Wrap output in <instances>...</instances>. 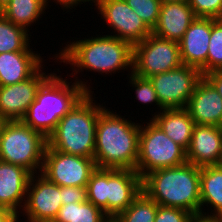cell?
Returning <instances> with one entry per match:
<instances>
[{"label": "cell", "mask_w": 222, "mask_h": 222, "mask_svg": "<svg viewBox=\"0 0 222 222\" xmlns=\"http://www.w3.org/2000/svg\"><path fill=\"white\" fill-rule=\"evenodd\" d=\"M196 17L222 19V0H188Z\"/></svg>", "instance_id": "4dcf8cb0"}, {"label": "cell", "mask_w": 222, "mask_h": 222, "mask_svg": "<svg viewBox=\"0 0 222 222\" xmlns=\"http://www.w3.org/2000/svg\"><path fill=\"white\" fill-rule=\"evenodd\" d=\"M31 175L24 167L0 161V208L23 209Z\"/></svg>", "instance_id": "d6986e66"}, {"label": "cell", "mask_w": 222, "mask_h": 222, "mask_svg": "<svg viewBox=\"0 0 222 222\" xmlns=\"http://www.w3.org/2000/svg\"><path fill=\"white\" fill-rule=\"evenodd\" d=\"M88 92L58 122L47 138V146L62 153L94 158L96 124L103 105L95 104Z\"/></svg>", "instance_id": "5b68a950"}, {"label": "cell", "mask_w": 222, "mask_h": 222, "mask_svg": "<svg viewBox=\"0 0 222 222\" xmlns=\"http://www.w3.org/2000/svg\"><path fill=\"white\" fill-rule=\"evenodd\" d=\"M142 191V178L136 170L106 168L107 215L127 209Z\"/></svg>", "instance_id": "5bb4252c"}, {"label": "cell", "mask_w": 222, "mask_h": 222, "mask_svg": "<svg viewBox=\"0 0 222 222\" xmlns=\"http://www.w3.org/2000/svg\"><path fill=\"white\" fill-rule=\"evenodd\" d=\"M87 200L107 215L106 168H96L86 186Z\"/></svg>", "instance_id": "83f0119b"}, {"label": "cell", "mask_w": 222, "mask_h": 222, "mask_svg": "<svg viewBox=\"0 0 222 222\" xmlns=\"http://www.w3.org/2000/svg\"><path fill=\"white\" fill-rule=\"evenodd\" d=\"M149 121L146 126L141 124L139 135L136 171L141 178L151 171L188 162L186 150L170 139L151 119Z\"/></svg>", "instance_id": "52a82bcc"}, {"label": "cell", "mask_w": 222, "mask_h": 222, "mask_svg": "<svg viewBox=\"0 0 222 222\" xmlns=\"http://www.w3.org/2000/svg\"><path fill=\"white\" fill-rule=\"evenodd\" d=\"M54 1L55 3L60 4L63 9L65 8L68 10L75 8L74 6L77 7L78 4L80 5V0H54ZM48 2H49L48 0H45L46 7L48 5Z\"/></svg>", "instance_id": "d590c367"}, {"label": "cell", "mask_w": 222, "mask_h": 222, "mask_svg": "<svg viewBox=\"0 0 222 222\" xmlns=\"http://www.w3.org/2000/svg\"><path fill=\"white\" fill-rule=\"evenodd\" d=\"M101 222H123L118 215H106Z\"/></svg>", "instance_id": "74e56055"}, {"label": "cell", "mask_w": 222, "mask_h": 222, "mask_svg": "<svg viewBox=\"0 0 222 222\" xmlns=\"http://www.w3.org/2000/svg\"><path fill=\"white\" fill-rule=\"evenodd\" d=\"M195 18L188 1L162 3L158 22L152 34L179 42Z\"/></svg>", "instance_id": "ac0fdd59"}, {"label": "cell", "mask_w": 222, "mask_h": 222, "mask_svg": "<svg viewBox=\"0 0 222 222\" xmlns=\"http://www.w3.org/2000/svg\"><path fill=\"white\" fill-rule=\"evenodd\" d=\"M129 82L132 84V87H135L136 99L142 104H152L155 103L160 110V112L164 109L159 102L156 90L149 78H144L137 76L132 73L130 70Z\"/></svg>", "instance_id": "f546056e"}, {"label": "cell", "mask_w": 222, "mask_h": 222, "mask_svg": "<svg viewBox=\"0 0 222 222\" xmlns=\"http://www.w3.org/2000/svg\"><path fill=\"white\" fill-rule=\"evenodd\" d=\"M105 216L100 208L86 200L63 204L54 222H101Z\"/></svg>", "instance_id": "d4e9b609"}, {"label": "cell", "mask_w": 222, "mask_h": 222, "mask_svg": "<svg viewBox=\"0 0 222 222\" xmlns=\"http://www.w3.org/2000/svg\"><path fill=\"white\" fill-rule=\"evenodd\" d=\"M93 2V3H95L94 5L95 6H99L101 3H103L104 1H106V0H80V4H83V3H85V2ZM83 2V3H82Z\"/></svg>", "instance_id": "f35d334b"}, {"label": "cell", "mask_w": 222, "mask_h": 222, "mask_svg": "<svg viewBox=\"0 0 222 222\" xmlns=\"http://www.w3.org/2000/svg\"><path fill=\"white\" fill-rule=\"evenodd\" d=\"M135 13L153 30L159 18L162 5L161 0H125Z\"/></svg>", "instance_id": "f1b7e54d"}, {"label": "cell", "mask_w": 222, "mask_h": 222, "mask_svg": "<svg viewBox=\"0 0 222 222\" xmlns=\"http://www.w3.org/2000/svg\"><path fill=\"white\" fill-rule=\"evenodd\" d=\"M158 206L142 190L127 209L120 212L118 216L123 222H154Z\"/></svg>", "instance_id": "484cf974"}, {"label": "cell", "mask_w": 222, "mask_h": 222, "mask_svg": "<svg viewBox=\"0 0 222 222\" xmlns=\"http://www.w3.org/2000/svg\"><path fill=\"white\" fill-rule=\"evenodd\" d=\"M33 51L0 53V86H9L30 78L44 63Z\"/></svg>", "instance_id": "ffe728a7"}, {"label": "cell", "mask_w": 222, "mask_h": 222, "mask_svg": "<svg viewBox=\"0 0 222 222\" xmlns=\"http://www.w3.org/2000/svg\"><path fill=\"white\" fill-rule=\"evenodd\" d=\"M204 77L213 85L222 97V71H212L205 74Z\"/></svg>", "instance_id": "836d02e7"}, {"label": "cell", "mask_w": 222, "mask_h": 222, "mask_svg": "<svg viewBox=\"0 0 222 222\" xmlns=\"http://www.w3.org/2000/svg\"><path fill=\"white\" fill-rule=\"evenodd\" d=\"M10 0H0V11L8 4Z\"/></svg>", "instance_id": "ab89813d"}, {"label": "cell", "mask_w": 222, "mask_h": 222, "mask_svg": "<svg viewBox=\"0 0 222 222\" xmlns=\"http://www.w3.org/2000/svg\"><path fill=\"white\" fill-rule=\"evenodd\" d=\"M203 77L195 67L181 64L170 71L149 77L164 109L186 108L189 98Z\"/></svg>", "instance_id": "30bf717a"}, {"label": "cell", "mask_w": 222, "mask_h": 222, "mask_svg": "<svg viewBox=\"0 0 222 222\" xmlns=\"http://www.w3.org/2000/svg\"><path fill=\"white\" fill-rule=\"evenodd\" d=\"M96 168L94 158L66 154L46 146L40 173L60 187H86Z\"/></svg>", "instance_id": "9c48e42d"}, {"label": "cell", "mask_w": 222, "mask_h": 222, "mask_svg": "<svg viewBox=\"0 0 222 222\" xmlns=\"http://www.w3.org/2000/svg\"><path fill=\"white\" fill-rule=\"evenodd\" d=\"M104 107L96 124L97 168L136 170L141 125Z\"/></svg>", "instance_id": "6da1fadb"}, {"label": "cell", "mask_w": 222, "mask_h": 222, "mask_svg": "<svg viewBox=\"0 0 222 222\" xmlns=\"http://www.w3.org/2000/svg\"><path fill=\"white\" fill-rule=\"evenodd\" d=\"M45 0H10L0 13L10 22L27 32L28 27L44 14L46 9Z\"/></svg>", "instance_id": "603a6c76"}, {"label": "cell", "mask_w": 222, "mask_h": 222, "mask_svg": "<svg viewBox=\"0 0 222 222\" xmlns=\"http://www.w3.org/2000/svg\"><path fill=\"white\" fill-rule=\"evenodd\" d=\"M97 9L98 14H101L107 25L114 30L112 36L127 41L132 46L152 34V30L125 0H106Z\"/></svg>", "instance_id": "7c38bea8"}, {"label": "cell", "mask_w": 222, "mask_h": 222, "mask_svg": "<svg viewBox=\"0 0 222 222\" xmlns=\"http://www.w3.org/2000/svg\"><path fill=\"white\" fill-rule=\"evenodd\" d=\"M142 190L158 205L201 216L199 166L186 162L151 171L142 178Z\"/></svg>", "instance_id": "277c9868"}, {"label": "cell", "mask_w": 222, "mask_h": 222, "mask_svg": "<svg viewBox=\"0 0 222 222\" xmlns=\"http://www.w3.org/2000/svg\"><path fill=\"white\" fill-rule=\"evenodd\" d=\"M190 222H222V220L203 216H194Z\"/></svg>", "instance_id": "8d00e7d4"}, {"label": "cell", "mask_w": 222, "mask_h": 222, "mask_svg": "<svg viewBox=\"0 0 222 222\" xmlns=\"http://www.w3.org/2000/svg\"><path fill=\"white\" fill-rule=\"evenodd\" d=\"M47 139L21 120L0 126V161L24 167L32 175L41 172ZM38 169V171H37Z\"/></svg>", "instance_id": "8992f818"}, {"label": "cell", "mask_w": 222, "mask_h": 222, "mask_svg": "<svg viewBox=\"0 0 222 222\" xmlns=\"http://www.w3.org/2000/svg\"><path fill=\"white\" fill-rule=\"evenodd\" d=\"M87 200L86 187L66 186L62 187L61 203H80Z\"/></svg>", "instance_id": "d6a6232c"}, {"label": "cell", "mask_w": 222, "mask_h": 222, "mask_svg": "<svg viewBox=\"0 0 222 222\" xmlns=\"http://www.w3.org/2000/svg\"><path fill=\"white\" fill-rule=\"evenodd\" d=\"M222 71V19L211 18V37L206 61V74Z\"/></svg>", "instance_id": "4316f807"}, {"label": "cell", "mask_w": 222, "mask_h": 222, "mask_svg": "<svg viewBox=\"0 0 222 222\" xmlns=\"http://www.w3.org/2000/svg\"><path fill=\"white\" fill-rule=\"evenodd\" d=\"M182 64L179 42L150 34L133 46L132 73L149 78Z\"/></svg>", "instance_id": "ba28073f"}, {"label": "cell", "mask_w": 222, "mask_h": 222, "mask_svg": "<svg viewBox=\"0 0 222 222\" xmlns=\"http://www.w3.org/2000/svg\"><path fill=\"white\" fill-rule=\"evenodd\" d=\"M26 30L16 26L0 13V53L32 51Z\"/></svg>", "instance_id": "cb8c5ba5"}, {"label": "cell", "mask_w": 222, "mask_h": 222, "mask_svg": "<svg viewBox=\"0 0 222 222\" xmlns=\"http://www.w3.org/2000/svg\"><path fill=\"white\" fill-rule=\"evenodd\" d=\"M186 156L199 167L222 164V127L195 124Z\"/></svg>", "instance_id": "2e32d148"}, {"label": "cell", "mask_w": 222, "mask_h": 222, "mask_svg": "<svg viewBox=\"0 0 222 222\" xmlns=\"http://www.w3.org/2000/svg\"><path fill=\"white\" fill-rule=\"evenodd\" d=\"M211 37V18L196 17L179 41L182 64L206 74V61Z\"/></svg>", "instance_id": "9a60e30c"}, {"label": "cell", "mask_w": 222, "mask_h": 222, "mask_svg": "<svg viewBox=\"0 0 222 222\" xmlns=\"http://www.w3.org/2000/svg\"><path fill=\"white\" fill-rule=\"evenodd\" d=\"M19 213L15 211L0 208V222H19Z\"/></svg>", "instance_id": "e575fe53"}, {"label": "cell", "mask_w": 222, "mask_h": 222, "mask_svg": "<svg viewBox=\"0 0 222 222\" xmlns=\"http://www.w3.org/2000/svg\"><path fill=\"white\" fill-rule=\"evenodd\" d=\"M197 125L222 127V97L203 76L185 108Z\"/></svg>", "instance_id": "e0dca14e"}, {"label": "cell", "mask_w": 222, "mask_h": 222, "mask_svg": "<svg viewBox=\"0 0 222 222\" xmlns=\"http://www.w3.org/2000/svg\"><path fill=\"white\" fill-rule=\"evenodd\" d=\"M64 47L56 54L55 59L70 64L75 71L74 75L72 74L74 77L83 69L105 75L128 67L132 71L133 46L112 35L84 38Z\"/></svg>", "instance_id": "3957f363"}, {"label": "cell", "mask_w": 222, "mask_h": 222, "mask_svg": "<svg viewBox=\"0 0 222 222\" xmlns=\"http://www.w3.org/2000/svg\"><path fill=\"white\" fill-rule=\"evenodd\" d=\"M151 120L175 143L188 149L192 138L194 120L185 108L163 109L154 113Z\"/></svg>", "instance_id": "44dd1931"}, {"label": "cell", "mask_w": 222, "mask_h": 222, "mask_svg": "<svg viewBox=\"0 0 222 222\" xmlns=\"http://www.w3.org/2000/svg\"><path fill=\"white\" fill-rule=\"evenodd\" d=\"M35 175L30 177L21 213L27 216V222L54 221L62 206V187L49 181L41 173Z\"/></svg>", "instance_id": "8fae6325"}, {"label": "cell", "mask_w": 222, "mask_h": 222, "mask_svg": "<svg viewBox=\"0 0 222 222\" xmlns=\"http://www.w3.org/2000/svg\"><path fill=\"white\" fill-rule=\"evenodd\" d=\"M193 217L184 209L159 205L154 222H190Z\"/></svg>", "instance_id": "1f68e13d"}, {"label": "cell", "mask_w": 222, "mask_h": 222, "mask_svg": "<svg viewBox=\"0 0 222 222\" xmlns=\"http://www.w3.org/2000/svg\"><path fill=\"white\" fill-rule=\"evenodd\" d=\"M162 3H167V2H180V1H188V0H161Z\"/></svg>", "instance_id": "60d3db41"}, {"label": "cell", "mask_w": 222, "mask_h": 222, "mask_svg": "<svg viewBox=\"0 0 222 222\" xmlns=\"http://www.w3.org/2000/svg\"><path fill=\"white\" fill-rule=\"evenodd\" d=\"M200 202L201 216L222 220V164L200 167ZM208 204L214 209L210 214L202 210Z\"/></svg>", "instance_id": "7402d4cb"}, {"label": "cell", "mask_w": 222, "mask_h": 222, "mask_svg": "<svg viewBox=\"0 0 222 222\" xmlns=\"http://www.w3.org/2000/svg\"><path fill=\"white\" fill-rule=\"evenodd\" d=\"M41 66L30 78L9 86H0V119L21 120L35 100L40 85L51 75Z\"/></svg>", "instance_id": "4fadbf2b"}, {"label": "cell", "mask_w": 222, "mask_h": 222, "mask_svg": "<svg viewBox=\"0 0 222 222\" xmlns=\"http://www.w3.org/2000/svg\"><path fill=\"white\" fill-rule=\"evenodd\" d=\"M51 75L40 85L35 100L21 121L46 139L53 133L59 120L88 92L87 82L75 79L72 85L61 76Z\"/></svg>", "instance_id": "7a4b0ae2"}]
</instances>
